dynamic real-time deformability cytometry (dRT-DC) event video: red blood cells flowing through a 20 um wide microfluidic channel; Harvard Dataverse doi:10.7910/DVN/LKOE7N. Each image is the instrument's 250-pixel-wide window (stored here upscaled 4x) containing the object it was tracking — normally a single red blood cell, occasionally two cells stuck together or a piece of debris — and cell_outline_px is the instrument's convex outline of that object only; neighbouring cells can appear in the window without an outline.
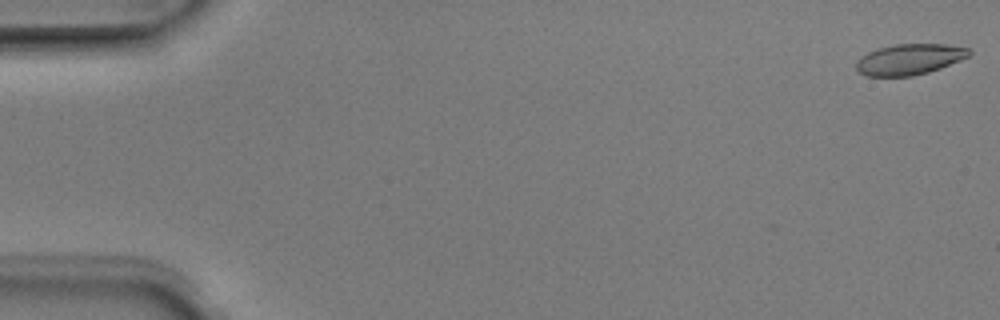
{"species": "Egyptian fruit bat (a non-hibernating species)", "species_latin": "Rousettus aegyptiacus", "temperature_condition": "room temperature", "stored_images_in_passage": 2, "camera_frame_rate_fps": 3000, "um_per_image_px": 0.085, "animal": {"sex": "male"}, "frame": {"image": 1, "passage_image": 2, "time_ms": 0.333, "image_size_px": [1000, 320], "cell_outline_px": [[972, 52], [968, 56], [960, 60], [940, 68], [928, 72], [912, 76], [868, 76], [860, 72], [856, 68], [856, 60], [860, 56], [868, 52], [880, 48], [896, 44], [944, 44], [968, 48]], "centroid_in_image_um": [77.29, 5.04], "position_along_channel_um": 7.7, "area_um2": 20.11}}